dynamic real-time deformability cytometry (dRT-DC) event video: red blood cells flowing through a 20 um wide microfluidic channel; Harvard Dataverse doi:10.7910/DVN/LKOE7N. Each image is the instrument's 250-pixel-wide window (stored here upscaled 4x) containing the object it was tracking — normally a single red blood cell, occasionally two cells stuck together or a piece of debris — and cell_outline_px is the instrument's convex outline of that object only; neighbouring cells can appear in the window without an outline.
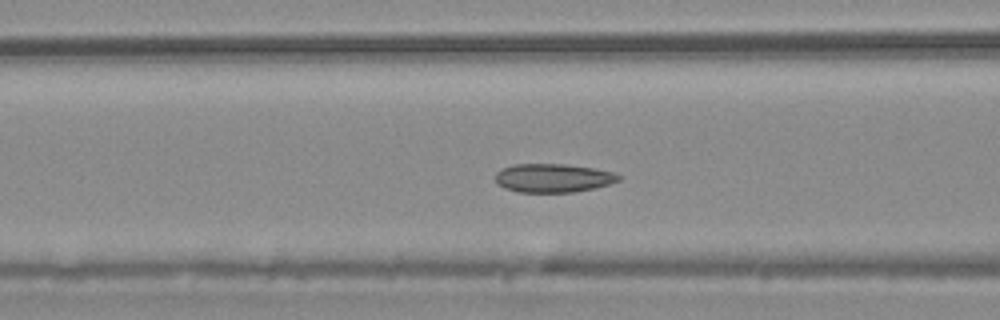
{"species": "common noctule bat (a hibernating species)", "species_latin": "Nyctalus noctula", "temperature_condition": "warm", "stored_images_in_passage": 55, "segment_of_instrument_passage": [1, 2], "camera_frame_rate_fps": 3000, "um_per_image_px": 0.085, "animal": {"sex": "male", "body_mass_g": 20.4}, "frame": {"image": 1, "passage_image": 21, "time_ms": 6.667, "image_size_px": [1000, 320], "cell_outline_px": [[620, 180], [608, 184], [592, 188], [572, 192], [520, 192], [504, 188], [496, 184], [496, 172], [512, 164], [564, 164], [592, 168], [616, 172], [620, 176]], "centroid_in_image_um": [46.99, 15.12], "position_along_channel_um": 119.6, "area_um2": 20.46}}
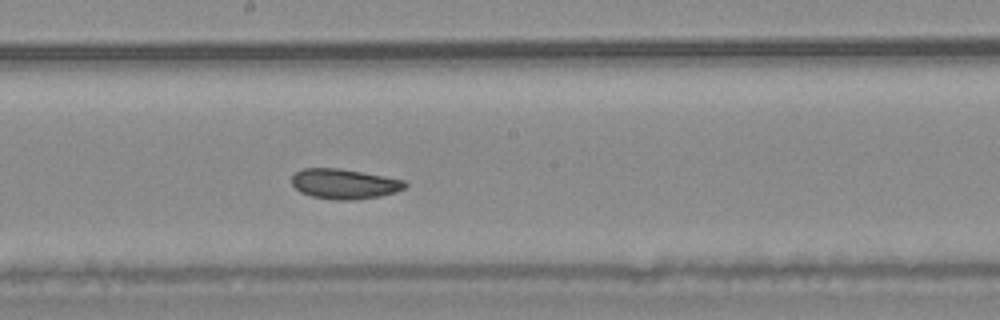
{"frame": {"image": 2, "passage_image": 29, "time_ms": 9.333, "image_size_px": [1000, 320], "cell_outline_px": [[408, 184], [404, 188], [396, 192], [380, 196], [356, 200], [332, 200], [312, 196], [300, 192], [292, 184], [292, 176], [300, 168], [340, 168], [384, 176], [404, 180]], "centroid_in_image_um": [29.26, 15.63], "position_along_channel_um": 218.9, "area_um2": 19.94}}
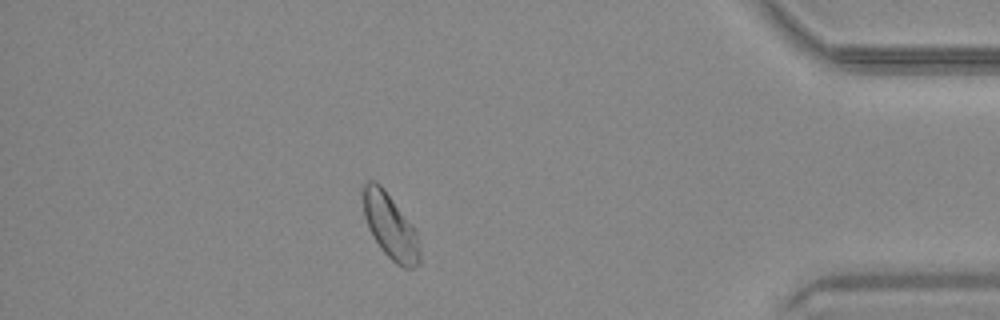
{"frame": {"image": 3, "passage_image": 47, "time_ms": 15.333, "image_size_px": [1000, 320], "cell_outline_px": [[420, 264], [412, 268], [404, 268], [396, 264], [380, 248], [372, 236], [368, 228], [364, 216], [360, 184], [368, 180], [376, 180], [384, 188], [412, 224], [416, 232], [420, 252]], "centroid_in_image_um": [33.12, 19.18], "position_along_channel_um": 402.1, "area_um2": 21.91}}